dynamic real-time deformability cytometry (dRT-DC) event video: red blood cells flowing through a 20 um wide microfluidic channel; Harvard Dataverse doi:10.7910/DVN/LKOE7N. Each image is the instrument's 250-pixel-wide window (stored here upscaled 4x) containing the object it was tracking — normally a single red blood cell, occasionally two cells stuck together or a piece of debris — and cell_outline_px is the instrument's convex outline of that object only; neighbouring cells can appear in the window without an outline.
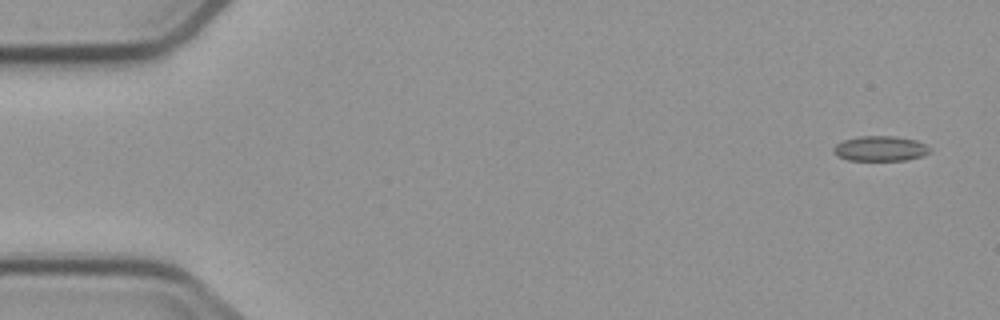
{"species": "common noctule bat (a hibernating species)", "species_latin": "Nyctalus noctula", "temperature_condition": "cold", "stored_images_in_passage": 5, "camera_frame_rate_fps": 3000, "um_per_image_px": 0.085, "animal": {"sex": "male", "body_mass_g": 23.1, "forearm_length_mm": 52.7}, "frame": {"image": 1, "passage_image": 1, "time_ms": 0.0, "image_size_px": [1000, 320], "cell_outline_px": [[932, 152], [924, 156], [908, 160], [848, 160], [836, 156], [832, 152], [832, 148], [836, 144], [844, 140], [860, 136], [896, 136], [916, 140], [932, 148]], "centroid_in_image_um": [74.85, 12.63], "position_along_channel_um": 10.2, "area_um2": 14.33}}
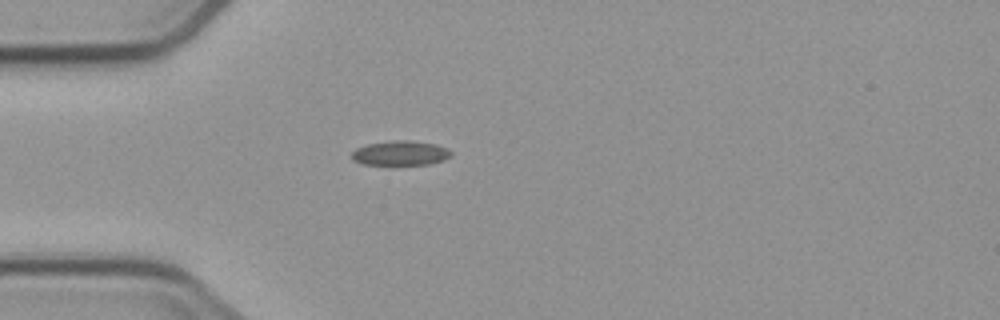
{"frame": {"image": 2, "passage_image": 5, "time_ms": 4.333, "image_size_px": [1000, 320], "cell_outline_px": [[452, 156], [444, 160], [428, 164], [360, 164], [352, 160], [352, 152], [356, 148], [368, 144], [396, 140], [404, 140], [436, 144], [448, 148], [452, 152]], "centroid_in_image_um": [34.05, 13.01], "position_along_channel_um": 50.9, "area_um2": 14.16}}